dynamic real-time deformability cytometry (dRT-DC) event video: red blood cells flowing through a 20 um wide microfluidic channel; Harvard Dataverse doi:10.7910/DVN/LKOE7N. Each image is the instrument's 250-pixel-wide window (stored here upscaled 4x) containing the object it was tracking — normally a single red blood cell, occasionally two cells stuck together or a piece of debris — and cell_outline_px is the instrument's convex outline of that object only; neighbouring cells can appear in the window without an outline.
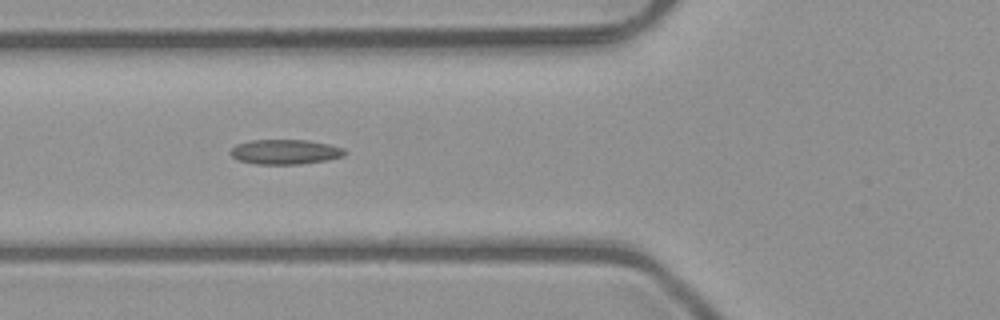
{"species": "common noctule bat (a hibernating species)", "species_latin": "Nyctalus noctula", "temperature_condition": "room temperature", "stored_images_in_passage": 26, "camera_frame_rate_fps": 3000, "um_per_image_px": 0.085, "animal": {"sex": "male", "body_mass_g": 23.1, "forearm_length_mm": 52.7}, "frame": {"image": 1, "passage_image": 8, "time_ms": 2.333, "image_size_px": [1000, 320], "cell_outline_px": [[348, 152], [344, 156], [328, 160], [300, 164], [256, 164], [236, 160], [232, 156], [232, 148], [236, 144], [252, 140], [308, 140], [328, 144], [344, 148]], "centroid_in_image_um": [24.27, 12.91], "position_along_channel_um": 101.5, "area_um2": 16.59}}